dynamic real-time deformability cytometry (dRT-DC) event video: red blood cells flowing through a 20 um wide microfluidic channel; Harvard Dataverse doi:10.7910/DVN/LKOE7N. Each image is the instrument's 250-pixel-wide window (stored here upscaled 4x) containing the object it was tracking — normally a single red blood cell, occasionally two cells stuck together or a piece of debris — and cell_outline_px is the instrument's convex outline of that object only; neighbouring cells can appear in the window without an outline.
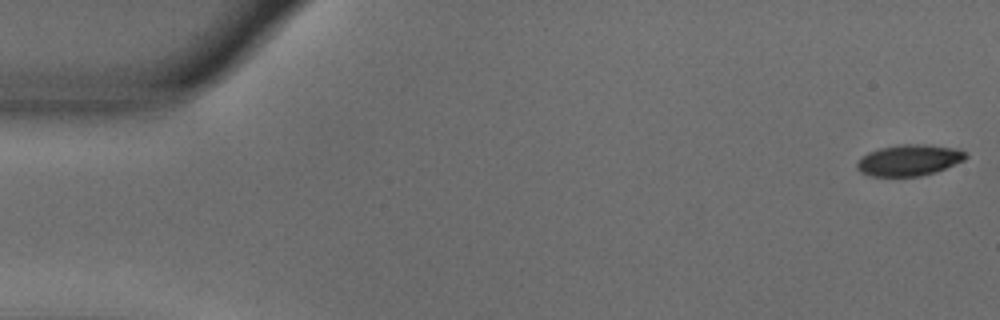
{"species": "common noctule bat (a hibernating species)", "species_latin": "Nyctalus noctula", "temperature_condition": "warm", "stored_images_in_passage": 51, "camera_frame_rate_fps": 3000, "um_per_image_px": 0.085, "animal": {"sex": "male", "body_mass_g": 18.8}, "frame": {"image": 1, "passage_image": 1, "time_ms": 0.0, "image_size_px": [1000, 320], "cell_outline_px": [[968, 156], [964, 160], [944, 168], [920, 176], [872, 176], [860, 172], [856, 168], [856, 164], [868, 152], [880, 148], [900, 144], [924, 144], [956, 148], [964, 152]], "centroid_in_image_um": [77.26, 13.61], "position_along_channel_um": 7.7, "area_um2": 19.48}}
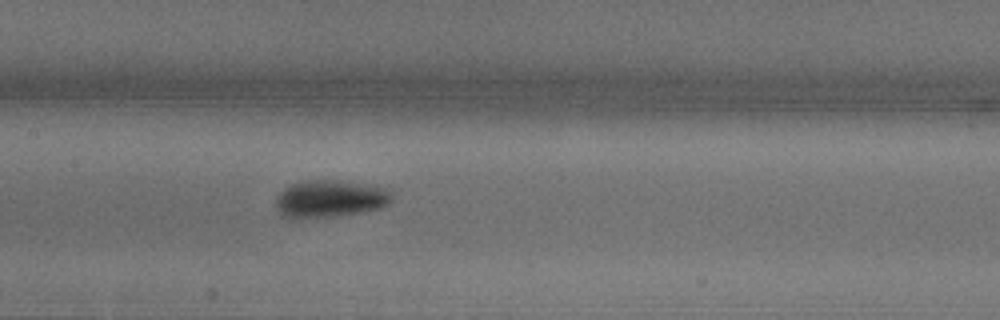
{"frame": {"image": 2, "passage_image": 26, "time_ms": 8.333, "image_size_px": [1000, 320], "cell_outline_px": [[392, 200], [384, 208], [360, 212], [332, 216], [292, 220], [280, 216], [276, 208], [276, 196], [284, 188], [300, 180], [336, 180], [372, 184], [388, 188], [392, 192]], "centroid_in_image_um": [28.04, 16.9], "position_along_channel_um": 179.4, "area_um2": 26.01}}
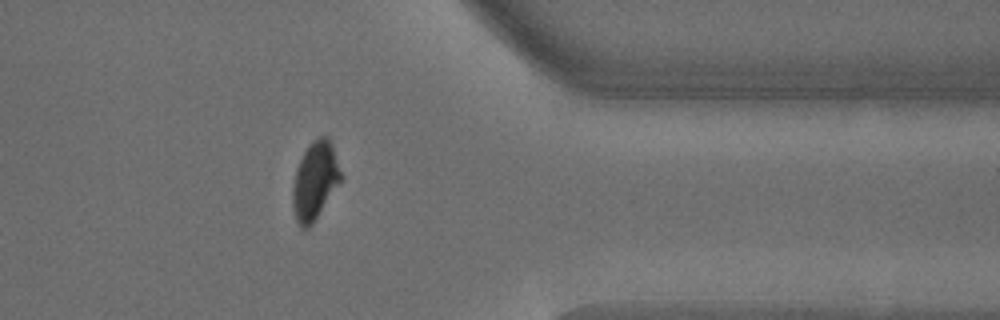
{"frame": {"image": 3, "passage_image": 44, "time_ms": 14.333, "image_size_px": [1000, 320], "cell_outline_px": [[344, 176], [312, 224], [308, 228], [300, 228], [296, 220], [292, 204], [292, 192], [296, 168], [308, 144], [312, 140], [320, 136], [328, 136], [332, 144]], "centroid_in_image_um": [26.78, 15.33], "position_along_channel_um": 384.6, "area_um2": 21.96}, "authors_computed_cell_mechanics": {"area_um2": 22.542, "velocity_mm_per_s": 3.6651, "shape_relaxation_time_tau1_ms": 3.0864, "shape_relaxation_time_tau2_ms": 2.7952, "deformation_change_tau1": 0.1467, "deformation_change_tau2": 0.0581}}